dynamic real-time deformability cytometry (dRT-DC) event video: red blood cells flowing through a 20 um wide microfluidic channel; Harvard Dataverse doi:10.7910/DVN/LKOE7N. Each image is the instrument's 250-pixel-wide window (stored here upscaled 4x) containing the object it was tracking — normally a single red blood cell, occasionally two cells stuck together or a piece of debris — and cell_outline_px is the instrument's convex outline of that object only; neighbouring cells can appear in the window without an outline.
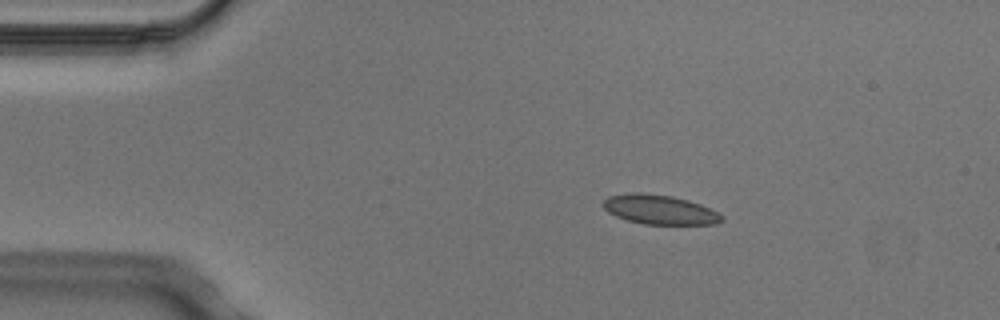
{"species": "Egyptian fruit bat (a non-hibernating species)", "species_latin": "Rousettus aegyptiacus", "temperature_condition": "cold", "stored_images_in_passage": 6, "camera_frame_rate_fps": 3000, "um_per_image_px": 0.085, "animal": {"sex": "male"}, "frame": {"image": 1, "passage_image": 1, "time_ms": 0.0, "image_size_px": [1000, 320], "cell_outline_px": [[724, 220], [716, 224], [644, 224], [628, 220], [616, 216], [608, 212], [604, 208], [604, 200], [608, 196], [628, 192], [644, 192], [672, 196], [688, 200], [700, 204], [724, 216]], "centroid_in_image_um": [56.06, 17.8], "position_along_channel_um": 28.9, "area_um2": 20.35}}
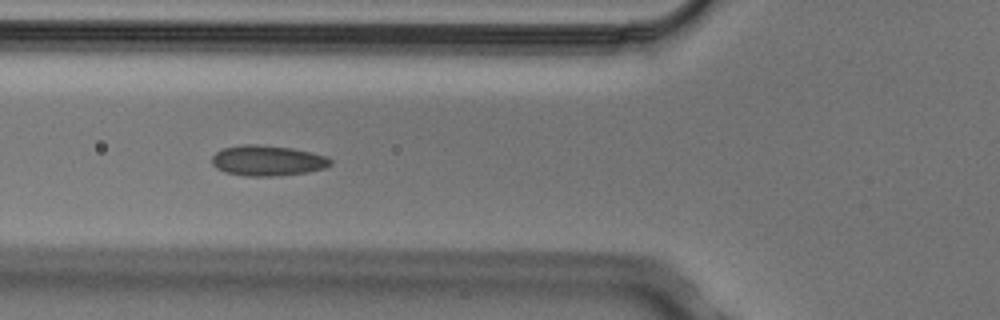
{"frame": {"image": 2, "passage_image": 4, "time_ms": 1.0, "image_size_px": [1000, 320], "cell_outline_px": [[332, 164], [324, 168], [308, 172], [272, 176], [244, 176], [224, 172], [216, 168], [212, 164], [212, 156], [216, 152], [224, 148], [240, 144], [256, 144], [292, 148], [312, 152], [324, 156], [332, 160]], "centroid_in_image_um": [22.71, 13.65], "position_along_channel_um": 103.1, "area_um2": 21.1}}
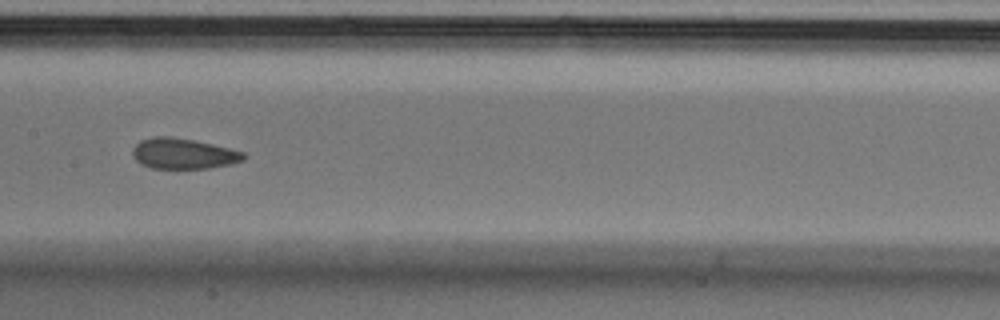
{"frame": {"image": 3, "passage_image": 6, "time_ms": 1.667, "image_size_px": [1000, 320], "cell_outline_px": [[248, 156], [244, 160], [232, 164], [208, 168], [152, 168], [140, 164], [132, 156], [132, 148], [140, 140], [152, 136], [168, 136], [192, 140], [212, 144], [244, 152]], "centroid_in_image_um": [15.57, 13.06], "position_along_channel_um": 191.8, "area_um2": 19.88}}